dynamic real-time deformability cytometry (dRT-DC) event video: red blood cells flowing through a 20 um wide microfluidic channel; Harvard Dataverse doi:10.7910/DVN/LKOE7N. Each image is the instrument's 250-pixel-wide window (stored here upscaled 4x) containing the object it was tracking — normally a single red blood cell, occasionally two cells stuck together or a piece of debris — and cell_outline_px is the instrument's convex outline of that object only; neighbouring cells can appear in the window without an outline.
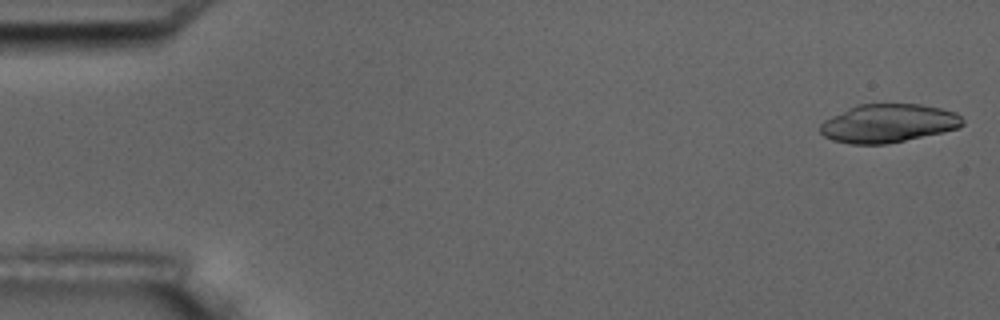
{"species": "common noctule bat (a hibernating species)", "species_latin": "Nyctalus noctula", "temperature_condition": "room temperature", "stored_images_in_passage": 5, "camera_frame_rate_fps": 3000, "um_per_image_px": 0.085, "animal": {"sex": "male", "body_mass_g": 17.5, "forearm_length_mm": 52.3}, "frame": {"image": 1, "passage_image": 1, "time_ms": 0.0, "image_size_px": [1000, 320], "cell_outline_px": [[964, 124], [956, 128], [940, 132], [904, 140], [884, 144], [852, 144], [832, 140], [824, 136], [820, 132], [820, 124], [824, 120], [856, 104], [920, 104], [940, 108], [956, 112], [964, 120]], "centroid_in_image_um": [75.47, 10.47], "position_along_channel_um": 9.5, "area_um2": 31.62}}